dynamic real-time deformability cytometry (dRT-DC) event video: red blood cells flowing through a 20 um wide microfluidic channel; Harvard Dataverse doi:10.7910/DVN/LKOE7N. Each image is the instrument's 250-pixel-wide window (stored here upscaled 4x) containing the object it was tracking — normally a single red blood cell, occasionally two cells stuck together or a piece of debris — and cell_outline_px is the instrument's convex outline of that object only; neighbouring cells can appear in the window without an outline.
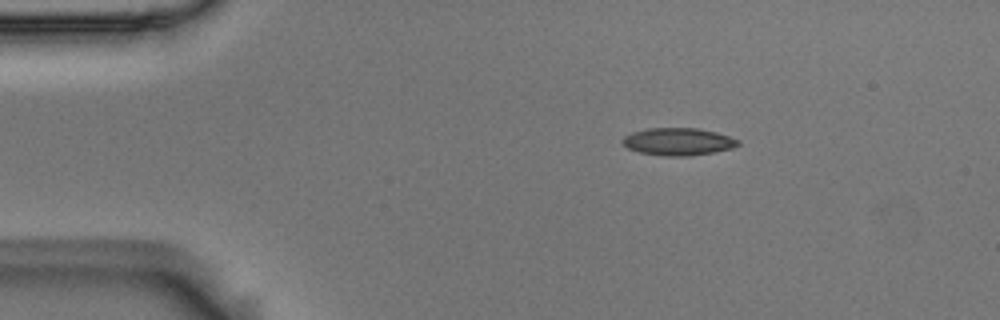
{"species": "Egyptian fruit bat (a non-hibernating species)", "species_latin": "Rousettus aegyptiacus", "temperature_condition": "room temperature", "stored_images_in_passage": 46, "camera_frame_rate_fps": 3000, "um_per_image_px": 0.085, "animal": {"sex": "male"}, "frame": {"image": 1, "passage_image": 1, "time_ms": 0.0, "image_size_px": [1000, 320], "cell_outline_px": [[740, 144], [732, 148], [712, 152], [688, 156], [664, 156], [640, 152], [628, 148], [620, 140], [624, 136], [632, 132], [648, 128], [696, 128], [716, 132], [740, 140]], "centroid_in_image_um": [57.63, 12.03], "position_along_channel_um": 27.4, "area_um2": 18.38}}
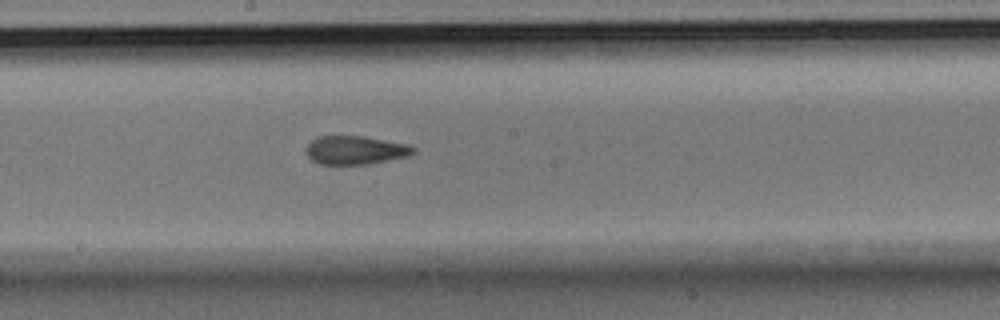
{"frame": {"image": 2, "passage_image": 21, "time_ms": 6.667, "image_size_px": [1000, 320], "cell_outline_px": [[416, 152], [408, 156], [372, 164], [320, 164], [312, 160], [304, 152], [304, 148], [312, 140], [320, 136], [364, 136], [408, 144], [416, 148]], "centroid_in_image_um": [30.22, 12.76], "position_along_channel_um": 218.0, "area_um2": 18.03}}
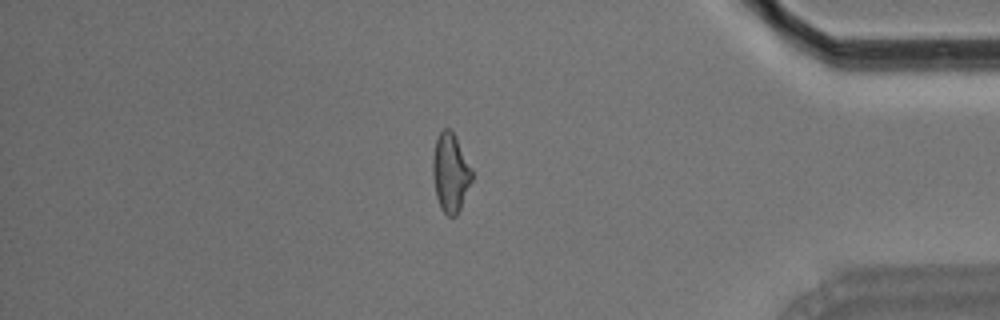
{"frame": {"image": 3, "passage_image": 38, "time_ms": 12.333, "image_size_px": [1000, 320], "cell_outline_px": [[472, 180], [460, 208], [456, 216], [448, 216], [440, 208], [436, 196], [432, 176], [432, 160], [436, 140], [440, 132], [444, 128], [448, 128], [456, 136], [472, 168]], "centroid_in_image_um": [38.28, 14.68], "position_along_channel_um": 396.9, "area_um2": 17.98}, "authors_computed_cell_mechanics": {"area_um2": 18.2648, "velocity_mm_per_s": 3.7135, "shape_relaxation_time_tau1_ms": 5.8302, "shape_relaxation_time_tau2_ms": 2.531, "deformation_change_tau1": 0.1586, "deformation_change_tau2": 0.1027}}